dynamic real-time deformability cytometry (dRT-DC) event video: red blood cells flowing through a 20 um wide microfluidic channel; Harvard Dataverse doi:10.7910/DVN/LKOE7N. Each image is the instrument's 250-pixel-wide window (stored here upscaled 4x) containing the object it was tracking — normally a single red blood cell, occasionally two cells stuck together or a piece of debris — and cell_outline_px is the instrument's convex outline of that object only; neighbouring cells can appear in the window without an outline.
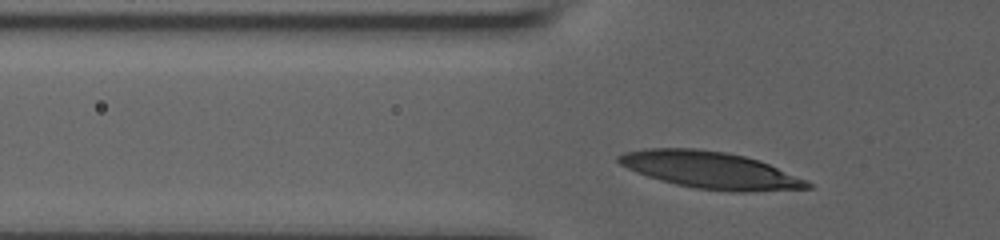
{"species": "human", "species_latin": "Homo sapiens", "temperature_condition": "room temperature", "stored_images_in_passage": 33, "camera_frame_rate_fps": 3000, "um_per_image_px": 0.085, "donor": {"sex": "male"}, "frame": {"image": 1, "passage_image": 5, "time_ms": 1.333, "image_size_px": [1000, 240], "cell_outline_px": [[812, 188], [748, 192], [732, 192], [696, 188], [676, 184], [660, 180], [636, 172], [620, 164], [616, 160], [616, 156], [624, 152], [644, 148], [696, 148], [728, 152], [760, 160], [808, 180], [812, 184]], "centroid_in_image_um": [60.4, 14.45], "position_along_channel_um": 65.4, "area_um2": 40.86}}
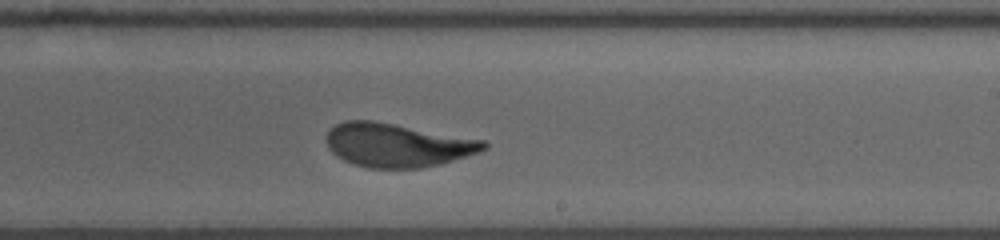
{"frame": {"image": 2, "passage_image": 21, "time_ms": 6.667, "image_size_px": [1000, 240], "cell_outline_px": [[488, 148], [440, 164], [420, 168], [368, 168], [352, 164], [336, 156], [328, 148], [328, 132], [336, 124], [344, 120], [372, 120], [484, 140], [488, 144]], "centroid_in_image_um": [33.74, 12.34], "position_along_channel_um": 255.3, "area_um2": 39.65}}
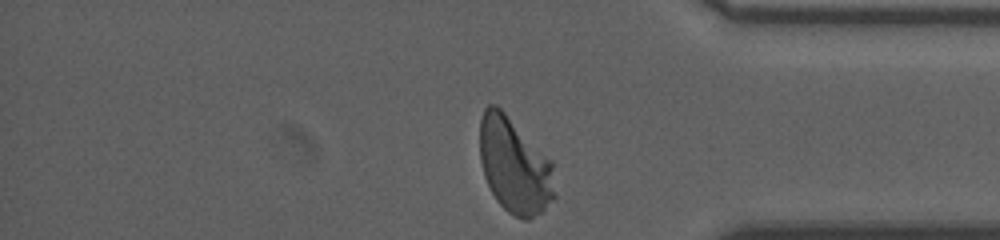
{"frame": {"image": 3, "passage_image": 33, "time_ms": 10.667, "image_size_px": [1000, 240], "cell_outline_px": [[556, 196], [540, 212], [528, 220], [524, 220], [508, 212], [496, 200], [484, 176], [480, 160], [480, 120], [484, 108], [488, 104], [496, 104], [552, 160]], "centroid_in_image_um": [43.73, 14.07], "position_along_channel_um": 391.5, "area_um2": 41.73}, "authors_computed_cell_mechanics": {"area_um2": 40.5178, "velocity_mm_per_s": 3.6876, "shape_relaxation_time_tau1_ms": 4.069, "shape_relaxation_time_tau2_ms": null, "deformation_change_tau1": 0.1882, "deformation_change_tau2": null}}